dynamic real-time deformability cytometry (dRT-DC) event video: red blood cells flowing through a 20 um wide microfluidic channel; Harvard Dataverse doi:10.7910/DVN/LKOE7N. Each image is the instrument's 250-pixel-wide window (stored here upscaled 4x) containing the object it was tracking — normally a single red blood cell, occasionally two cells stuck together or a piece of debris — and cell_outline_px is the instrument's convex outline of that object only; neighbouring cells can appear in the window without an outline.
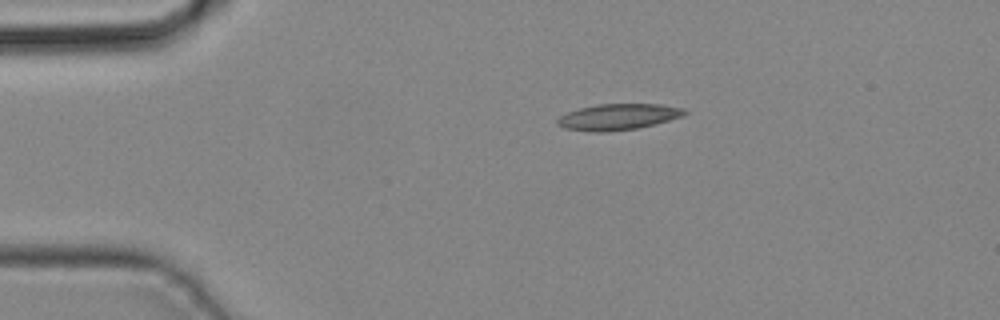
{"species": "common noctule bat (a hibernating species)", "species_latin": "Nyctalus noctula", "temperature_condition": "cold", "stored_images_in_passage": 35, "camera_frame_rate_fps": 3000, "um_per_image_px": 0.085, "animal": {"sex": "male", "body_mass_g": 19.2, "forearm_length_mm": 51.8}, "frame": {"image": 1, "passage_image": 1, "time_ms": 0.0, "image_size_px": [1000, 320], "cell_outline_px": [[688, 112], [684, 116], [636, 128], [608, 132], [588, 132], [564, 128], [556, 124], [556, 120], [560, 116], [568, 112], [580, 108], [596, 104], [660, 104], [684, 108]], "centroid_in_image_um": [52.51, 9.93], "position_along_channel_um": 32.5, "area_um2": 19.36}}
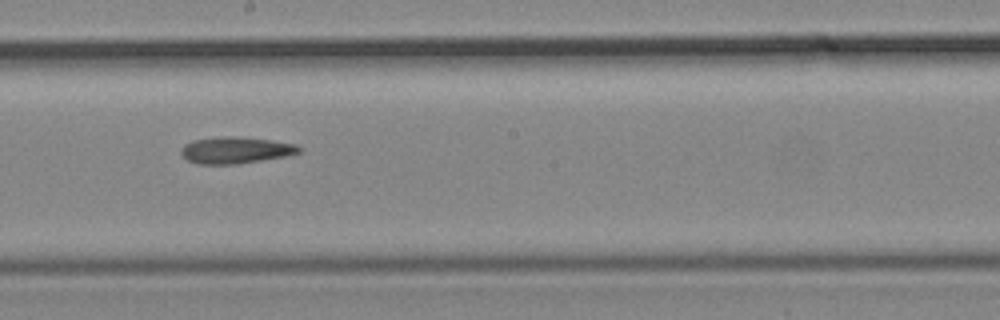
{"frame": {"image": 2, "passage_image": 16, "time_ms": 5.0, "image_size_px": [1000, 320], "cell_outline_px": [[300, 152], [288, 156], [240, 164], [196, 164], [188, 160], [180, 152], [180, 148], [184, 144], [192, 140], [228, 136], [236, 136], [272, 140], [296, 144], [300, 148]], "centroid_in_image_um": [20.03, 12.77], "position_along_channel_um": 228.2, "area_um2": 18.44}}
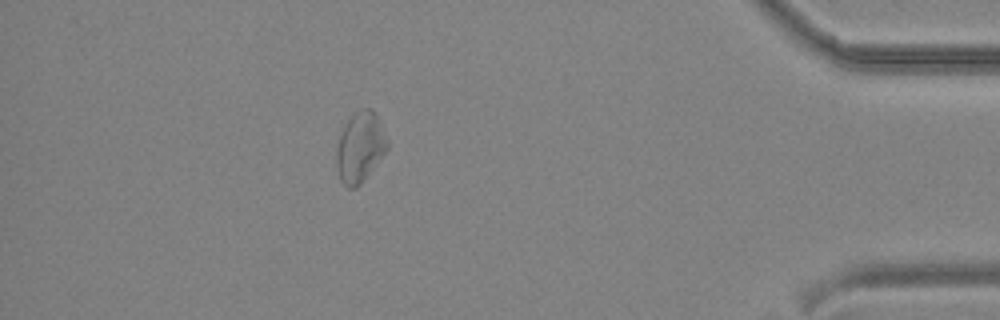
{"frame": {"image": 3, "passage_image": 30, "time_ms": 9.667, "image_size_px": [1000, 320], "cell_outline_px": [[388, 148], [376, 164], [360, 184], [356, 188], [348, 188], [340, 180], [336, 168], [336, 148], [344, 124], [360, 108], [372, 108], [376, 112], [388, 140]], "centroid_in_image_um": [30.6, 12.5], "position_along_channel_um": 404.6, "area_um2": 20.81}}